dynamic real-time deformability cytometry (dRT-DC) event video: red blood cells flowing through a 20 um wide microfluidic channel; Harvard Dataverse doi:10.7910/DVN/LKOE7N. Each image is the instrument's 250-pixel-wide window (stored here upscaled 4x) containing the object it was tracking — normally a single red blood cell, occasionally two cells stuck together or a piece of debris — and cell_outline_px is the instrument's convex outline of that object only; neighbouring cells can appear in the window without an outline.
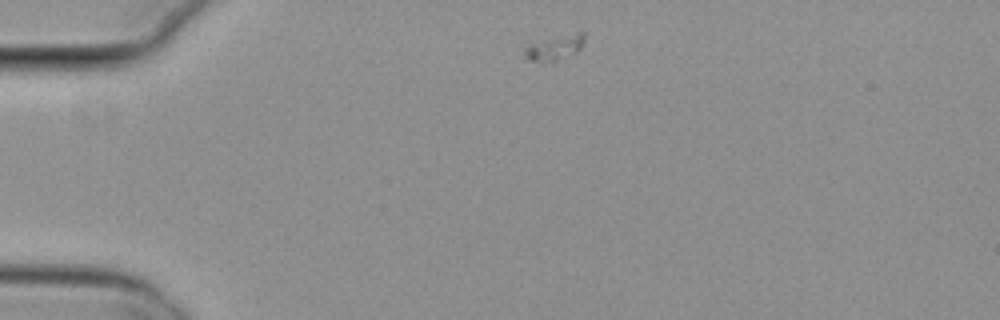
{"species": "common noctule bat (a hibernating species)", "species_latin": "Nyctalus noctula", "temperature_condition": "cold", "stored_images_in_passage": 35, "camera_frame_rate_fps": 3000, "um_per_image_px": 0.085, "animal": {"sex": "female", "body_mass_g": 29.2, "forearm_length_mm": 56.3}, "frame": {"image": 1, "passage_image": 1, "time_ms": 0.0, "image_size_px": [1000, 320], "cell_outline_px": [[584, 44], [576, 52], [552, 64], [544, 64], [524, 60], [524, 40], [580, 28], [584, 32]], "centroid_in_image_um": [47.04, 3.96], "position_along_channel_um": 38.0, "area_um2": 10.87}}